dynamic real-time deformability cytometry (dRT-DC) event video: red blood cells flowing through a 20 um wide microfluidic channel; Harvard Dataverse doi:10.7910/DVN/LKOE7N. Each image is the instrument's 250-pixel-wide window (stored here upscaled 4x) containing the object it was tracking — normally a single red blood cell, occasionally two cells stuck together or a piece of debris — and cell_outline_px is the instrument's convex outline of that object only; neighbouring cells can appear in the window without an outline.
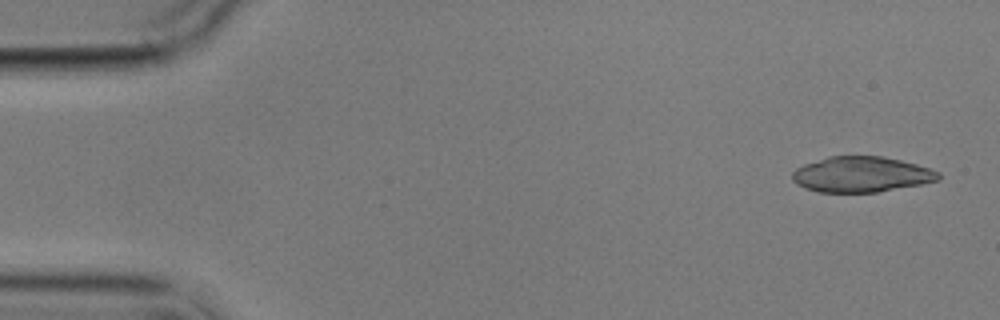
{"species": "common noctule bat (a hibernating species)", "species_latin": "Nyctalus noctula", "temperature_condition": "cold", "stored_images_in_passage": 4, "camera_frame_rate_fps": 3000, "um_per_image_px": 0.085, "animal": {"sex": "male", "body_mass_g": 17.9}, "frame": {"image": 1, "passage_image": 1, "time_ms": 0.0, "image_size_px": [1000, 320], "cell_outline_px": [[940, 180], [920, 184], [876, 192], [816, 192], [804, 188], [796, 184], [792, 180], [792, 172], [796, 168], [804, 164], [828, 156], [880, 156], [900, 160], [916, 164], [940, 172]], "centroid_in_image_um": [73.18, 14.82], "position_along_channel_um": 11.8, "area_um2": 30.23}}